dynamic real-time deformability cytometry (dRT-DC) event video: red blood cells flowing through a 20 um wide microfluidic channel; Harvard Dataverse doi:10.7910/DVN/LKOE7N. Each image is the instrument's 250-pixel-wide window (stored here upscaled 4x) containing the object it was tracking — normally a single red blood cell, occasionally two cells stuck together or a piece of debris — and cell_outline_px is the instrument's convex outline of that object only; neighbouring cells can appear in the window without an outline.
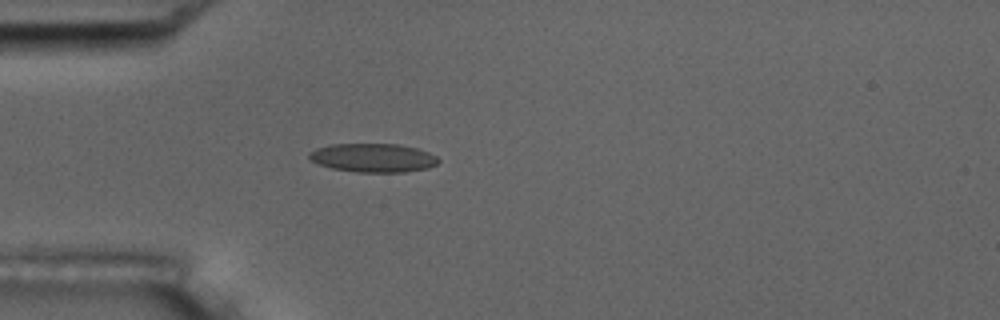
{"species": "common noctule bat (a hibernating species)", "species_latin": "Nyctalus noctula", "temperature_condition": "room temperature", "stored_images_in_passage": 5, "camera_frame_rate_fps": 3000, "um_per_image_px": 0.085, "animal": {"sex": "male", "body_mass_g": 17.5, "forearm_length_mm": 52.3}, "frame": {"image": 1, "passage_image": 5, "time_ms": 4.667, "image_size_px": [1000, 320], "cell_outline_px": [[440, 160], [436, 164], [428, 168], [404, 172], [356, 172], [332, 168], [320, 164], [312, 160], [308, 156], [308, 152], [316, 148], [332, 144], [400, 144], [416, 148], [428, 152], [436, 156]], "centroid_in_image_um": [31.72, 13.41], "position_along_channel_um": 53.3, "area_um2": 21.56}}